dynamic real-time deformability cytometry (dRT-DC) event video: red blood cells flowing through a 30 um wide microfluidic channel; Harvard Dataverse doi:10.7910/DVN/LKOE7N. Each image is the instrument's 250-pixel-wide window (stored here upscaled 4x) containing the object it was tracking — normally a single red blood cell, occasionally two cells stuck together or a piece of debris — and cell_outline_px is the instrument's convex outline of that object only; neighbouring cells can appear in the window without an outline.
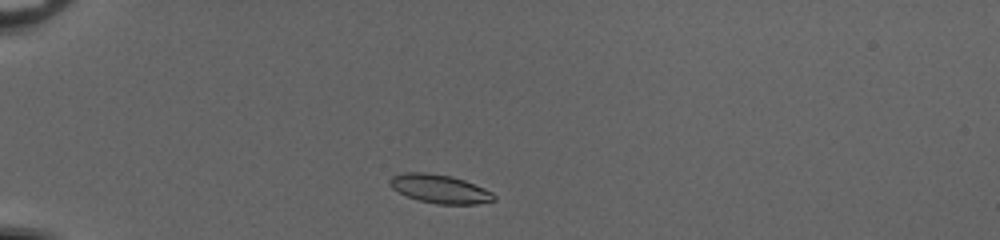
{"species": "common noctule bat (a hibernating species)", "species_latin": "Nyctalus noctula", "temperature_condition": "cold", "stored_images_in_passage": 40, "camera_frame_rate_fps": 3000, "um_per_image_px": 0.085, "animal": {"sex": "female", "body_mass_g": 20.0, "forearm_length_mm": 54.0}, "frame": {"image": 1, "passage_image": 3, "time_ms": 0.667, "image_size_px": [1000, 240], "cell_outline_px": [[496, 200], [476, 204], [436, 204], [420, 200], [408, 196], [392, 188], [388, 184], [388, 180], [392, 176], [408, 172], [428, 172], [452, 176], [464, 180], [484, 188], [492, 192], [496, 196]], "centroid_in_image_um": [37.39, 16.04], "position_along_channel_um": 47.6, "area_um2": 17.34}}
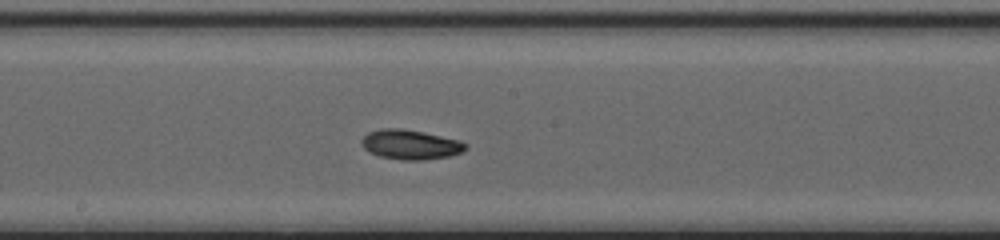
{"frame": {"image": 2, "passage_image": 18, "time_ms": 5.667, "image_size_px": [1000, 240], "cell_outline_px": [[468, 148], [460, 152], [448, 156], [424, 160], [400, 160], [380, 156], [364, 148], [360, 140], [368, 132], [380, 128], [400, 128], [424, 132], [460, 140], [468, 144]], "centroid_in_image_um": [34.9, 12.28], "position_along_channel_um": 213.3, "area_um2": 17.98}}
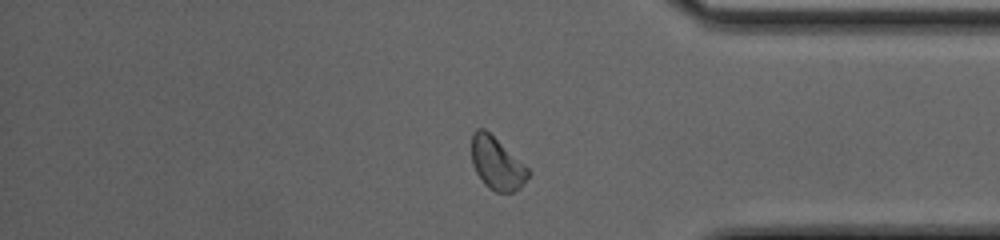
{"frame": {"image": 3, "passage_image": 32, "time_ms": 10.333, "image_size_px": [1000, 240], "cell_outline_px": [[532, 172], [520, 188], [512, 192], [496, 192], [488, 188], [484, 184], [476, 172], [472, 164], [472, 132], [476, 128], [484, 128], [524, 164]], "centroid_in_image_um": [42.23, 13.9], "position_along_channel_um": 393.0, "area_um2": 17.22}, "authors_computed_cell_mechanics": {"area_um2": 17.3978, "velocity_mm_per_s": 4.0716, "shape_relaxation_time_tau1_ms": 4.3081, "shape_relaxation_time_tau2_ms": 5.9783, "deformation_change_tau1": 0.1074, "deformation_change_tau2": 0.1103}}